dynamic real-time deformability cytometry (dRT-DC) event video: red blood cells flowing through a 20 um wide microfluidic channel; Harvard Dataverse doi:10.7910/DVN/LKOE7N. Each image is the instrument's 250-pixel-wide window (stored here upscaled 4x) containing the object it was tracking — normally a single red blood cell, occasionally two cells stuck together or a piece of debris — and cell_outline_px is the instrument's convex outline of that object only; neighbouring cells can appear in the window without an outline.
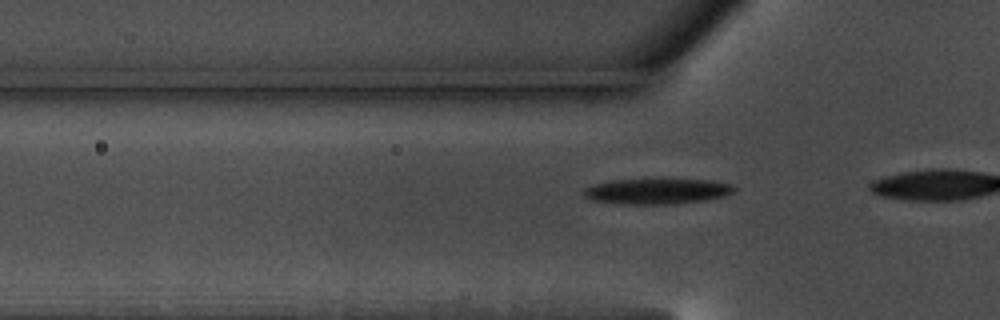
{"species": "common noctule bat (a hibernating species)", "species_latin": "Nyctalus noctula", "temperature_condition": "warm", "stored_images_in_passage": 22, "camera_frame_rate_fps": 3000, "um_per_image_px": 0.085, "animal": {"sex": "male", "body_mass_g": 17.5, "forearm_length_mm": 52.3}, "frame": {"image": 1, "passage_image": 16, "time_ms": 5.0, "image_size_px": [1000, 320], "cell_outline_px": [[736, 188], [732, 192], [724, 196], [704, 200], [672, 204], [624, 204], [592, 200], [584, 196], [584, 188], [596, 184], [612, 180], [712, 180], [728, 184]], "centroid_in_image_um": [55.83, 16.27], "position_along_channel_um": 70.0, "area_um2": 21.91}}
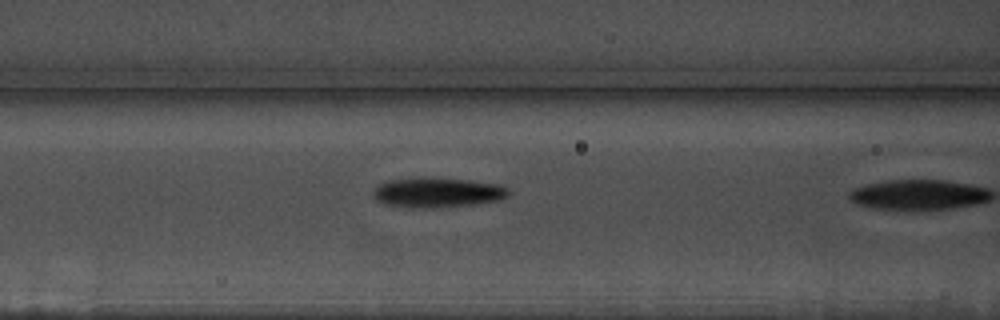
{"frame": {"image": 2, "passage_image": 21, "time_ms": 6.667, "image_size_px": [1000, 320], "cell_outline_px": [[512, 192], [508, 196], [500, 200], [476, 204], [436, 208], [412, 208], [384, 204], [376, 200], [372, 196], [372, 192], [380, 184], [388, 180], [420, 176], [424, 176], [468, 180], [500, 184], [508, 188]], "centroid_in_image_um": [37.19, 16.35], "position_along_channel_um": 129.4, "area_um2": 24.22}}